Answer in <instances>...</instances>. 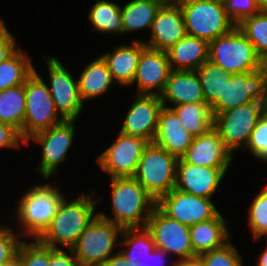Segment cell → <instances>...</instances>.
I'll return each mask as SVG.
<instances>
[{
	"label": "cell",
	"mask_w": 267,
	"mask_h": 266,
	"mask_svg": "<svg viewBox=\"0 0 267 266\" xmlns=\"http://www.w3.org/2000/svg\"><path fill=\"white\" fill-rule=\"evenodd\" d=\"M167 255L166 252H164L163 250L157 249L155 248L149 255V262H148V266H163L164 264V259L163 257H165ZM158 259V260H157ZM153 260V261H152ZM156 262H155V261ZM159 261V262H158ZM154 262V263H153Z\"/></svg>",
	"instance_id": "obj_45"
},
{
	"label": "cell",
	"mask_w": 267,
	"mask_h": 266,
	"mask_svg": "<svg viewBox=\"0 0 267 266\" xmlns=\"http://www.w3.org/2000/svg\"><path fill=\"white\" fill-rule=\"evenodd\" d=\"M186 35L183 13L179 3H163L151 26L149 48L167 51Z\"/></svg>",
	"instance_id": "obj_19"
},
{
	"label": "cell",
	"mask_w": 267,
	"mask_h": 266,
	"mask_svg": "<svg viewBox=\"0 0 267 266\" xmlns=\"http://www.w3.org/2000/svg\"><path fill=\"white\" fill-rule=\"evenodd\" d=\"M26 112L22 127V139L25 142L36 132L49 129L62 122L58 118L54 100L48 85L35 71L25 81Z\"/></svg>",
	"instance_id": "obj_8"
},
{
	"label": "cell",
	"mask_w": 267,
	"mask_h": 266,
	"mask_svg": "<svg viewBox=\"0 0 267 266\" xmlns=\"http://www.w3.org/2000/svg\"><path fill=\"white\" fill-rule=\"evenodd\" d=\"M101 266H135V265L132 263V261L127 260L126 257L119 251L115 255L110 256Z\"/></svg>",
	"instance_id": "obj_44"
},
{
	"label": "cell",
	"mask_w": 267,
	"mask_h": 266,
	"mask_svg": "<svg viewBox=\"0 0 267 266\" xmlns=\"http://www.w3.org/2000/svg\"><path fill=\"white\" fill-rule=\"evenodd\" d=\"M118 135L117 140L97 157V162L111 178L133 177L141 155L149 142L121 132Z\"/></svg>",
	"instance_id": "obj_13"
},
{
	"label": "cell",
	"mask_w": 267,
	"mask_h": 266,
	"mask_svg": "<svg viewBox=\"0 0 267 266\" xmlns=\"http://www.w3.org/2000/svg\"><path fill=\"white\" fill-rule=\"evenodd\" d=\"M1 266H20L19 259L16 257L13 260H11L10 262L3 264Z\"/></svg>",
	"instance_id": "obj_49"
},
{
	"label": "cell",
	"mask_w": 267,
	"mask_h": 266,
	"mask_svg": "<svg viewBox=\"0 0 267 266\" xmlns=\"http://www.w3.org/2000/svg\"><path fill=\"white\" fill-rule=\"evenodd\" d=\"M172 266H203V265L201 261L199 260V257L196 256V257L189 258V259L175 260Z\"/></svg>",
	"instance_id": "obj_46"
},
{
	"label": "cell",
	"mask_w": 267,
	"mask_h": 266,
	"mask_svg": "<svg viewBox=\"0 0 267 266\" xmlns=\"http://www.w3.org/2000/svg\"><path fill=\"white\" fill-rule=\"evenodd\" d=\"M248 217L253 237L259 240L267 232V185L255 196Z\"/></svg>",
	"instance_id": "obj_35"
},
{
	"label": "cell",
	"mask_w": 267,
	"mask_h": 266,
	"mask_svg": "<svg viewBox=\"0 0 267 266\" xmlns=\"http://www.w3.org/2000/svg\"><path fill=\"white\" fill-rule=\"evenodd\" d=\"M163 104L159 95L137 94L130 106L120 132L129 136H136L154 141L158 120Z\"/></svg>",
	"instance_id": "obj_16"
},
{
	"label": "cell",
	"mask_w": 267,
	"mask_h": 266,
	"mask_svg": "<svg viewBox=\"0 0 267 266\" xmlns=\"http://www.w3.org/2000/svg\"><path fill=\"white\" fill-rule=\"evenodd\" d=\"M123 228L97 215L77 240L72 251L83 266H101L113 255ZM119 233V234H118Z\"/></svg>",
	"instance_id": "obj_9"
},
{
	"label": "cell",
	"mask_w": 267,
	"mask_h": 266,
	"mask_svg": "<svg viewBox=\"0 0 267 266\" xmlns=\"http://www.w3.org/2000/svg\"><path fill=\"white\" fill-rule=\"evenodd\" d=\"M77 81L83 102L105 94L112 84H117L114 82L109 68L101 56L84 68Z\"/></svg>",
	"instance_id": "obj_26"
},
{
	"label": "cell",
	"mask_w": 267,
	"mask_h": 266,
	"mask_svg": "<svg viewBox=\"0 0 267 266\" xmlns=\"http://www.w3.org/2000/svg\"><path fill=\"white\" fill-rule=\"evenodd\" d=\"M14 36L0 19V63L9 58L19 47H16Z\"/></svg>",
	"instance_id": "obj_41"
},
{
	"label": "cell",
	"mask_w": 267,
	"mask_h": 266,
	"mask_svg": "<svg viewBox=\"0 0 267 266\" xmlns=\"http://www.w3.org/2000/svg\"><path fill=\"white\" fill-rule=\"evenodd\" d=\"M193 138L194 136L188 132L176 112L169 106H163L153 142L179 159L186 154Z\"/></svg>",
	"instance_id": "obj_21"
},
{
	"label": "cell",
	"mask_w": 267,
	"mask_h": 266,
	"mask_svg": "<svg viewBox=\"0 0 267 266\" xmlns=\"http://www.w3.org/2000/svg\"><path fill=\"white\" fill-rule=\"evenodd\" d=\"M198 257L203 266H243L242 258L231 242Z\"/></svg>",
	"instance_id": "obj_37"
},
{
	"label": "cell",
	"mask_w": 267,
	"mask_h": 266,
	"mask_svg": "<svg viewBox=\"0 0 267 266\" xmlns=\"http://www.w3.org/2000/svg\"><path fill=\"white\" fill-rule=\"evenodd\" d=\"M68 254L59 249H53L50 247V265L49 266H83L75 257L72 249H69Z\"/></svg>",
	"instance_id": "obj_43"
},
{
	"label": "cell",
	"mask_w": 267,
	"mask_h": 266,
	"mask_svg": "<svg viewBox=\"0 0 267 266\" xmlns=\"http://www.w3.org/2000/svg\"><path fill=\"white\" fill-rule=\"evenodd\" d=\"M145 47L146 44L141 40H133L131 45L122 44L113 52H107L101 56L115 83L118 82L121 86L133 85L139 57Z\"/></svg>",
	"instance_id": "obj_23"
},
{
	"label": "cell",
	"mask_w": 267,
	"mask_h": 266,
	"mask_svg": "<svg viewBox=\"0 0 267 266\" xmlns=\"http://www.w3.org/2000/svg\"><path fill=\"white\" fill-rule=\"evenodd\" d=\"M208 60L227 73H248L264 68L254 45L236 26L209 42Z\"/></svg>",
	"instance_id": "obj_5"
},
{
	"label": "cell",
	"mask_w": 267,
	"mask_h": 266,
	"mask_svg": "<svg viewBox=\"0 0 267 266\" xmlns=\"http://www.w3.org/2000/svg\"><path fill=\"white\" fill-rule=\"evenodd\" d=\"M171 70L166 51L146 46L139 57L133 85L137 84L138 94L160 95Z\"/></svg>",
	"instance_id": "obj_17"
},
{
	"label": "cell",
	"mask_w": 267,
	"mask_h": 266,
	"mask_svg": "<svg viewBox=\"0 0 267 266\" xmlns=\"http://www.w3.org/2000/svg\"><path fill=\"white\" fill-rule=\"evenodd\" d=\"M246 148L256 158L267 162V111L256 123Z\"/></svg>",
	"instance_id": "obj_38"
},
{
	"label": "cell",
	"mask_w": 267,
	"mask_h": 266,
	"mask_svg": "<svg viewBox=\"0 0 267 266\" xmlns=\"http://www.w3.org/2000/svg\"><path fill=\"white\" fill-rule=\"evenodd\" d=\"M228 168H210L185 162H177L175 188L199 197L211 199Z\"/></svg>",
	"instance_id": "obj_18"
},
{
	"label": "cell",
	"mask_w": 267,
	"mask_h": 266,
	"mask_svg": "<svg viewBox=\"0 0 267 266\" xmlns=\"http://www.w3.org/2000/svg\"><path fill=\"white\" fill-rule=\"evenodd\" d=\"M88 18L98 32L123 33L121 7L113 2L97 0Z\"/></svg>",
	"instance_id": "obj_32"
},
{
	"label": "cell",
	"mask_w": 267,
	"mask_h": 266,
	"mask_svg": "<svg viewBox=\"0 0 267 266\" xmlns=\"http://www.w3.org/2000/svg\"><path fill=\"white\" fill-rule=\"evenodd\" d=\"M208 50L207 41L186 34L166 53L172 70L196 71L208 61Z\"/></svg>",
	"instance_id": "obj_24"
},
{
	"label": "cell",
	"mask_w": 267,
	"mask_h": 266,
	"mask_svg": "<svg viewBox=\"0 0 267 266\" xmlns=\"http://www.w3.org/2000/svg\"><path fill=\"white\" fill-rule=\"evenodd\" d=\"M196 71L201 82L205 103L212 106L220 96H223L224 80H229L232 73H227L209 60Z\"/></svg>",
	"instance_id": "obj_33"
},
{
	"label": "cell",
	"mask_w": 267,
	"mask_h": 266,
	"mask_svg": "<svg viewBox=\"0 0 267 266\" xmlns=\"http://www.w3.org/2000/svg\"><path fill=\"white\" fill-rule=\"evenodd\" d=\"M224 217L219 213L215 218L189 227L191 244L196 256L223 247L230 241L231 234Z\"/></svg>",
	"instance_id": "obj_25"
},
{
	"label": "cell",
	"mask_w": 267,
	"mask_h": 266,
	"mask_svg": "<svg viewBox=\"0 0 267 266\" xmlns=\"http://www.w3.org/2000/svg\"><path fill=\"white\" fill-rule=\"evenodd\" d=\"M24 143L19 132L12 126L0 122V148H19Z\"/></svg>",
	"instance_id": "obj_42"
},
{
	"label": "cell",
	"mask_w": 267,
	"mask_h": 266,
	"mask_svg": "<svg viewBox=\"0 0 267 266\" xmlns=\"http://www.w3.org/2000/svg\"><path fill=\"white\" fill-rule=\"evenodd\" d=\"M25 112V84L0 91V122L16 129L21 138Z\"/></svg>",
	"instance_id": "obj_29"
},
{
	"label": "cell",
	"mask_w": 267,
	"mask_h": 266,
	"mask_svg": "<svg viewBox=\"0 0 267 266\" xmlns=\"http://www.w3.org/2000/svg\"><path fill=\"white\" fill-rule=\"evenodd\" d=\"M56 187V188H55ZM51 184L35 185L22 195L16 210L19 224L26 230L22 236L38 239L50 226L64 195L59 186Z\"/></svg>",
	"instance_id": "obj_3"
},
{
	"label": "cell",
	"mask_w": 267,
	"mask_h": 266,
	"mask_svg": "<svg viewBox=\"0 0 267 266\" xmlns=\"http://www.w3.org/2000/svg\"><path fill=\"white\" fill-rule=\"evenodd\" d=\"M266 111L265 102L255 101L220 112L214 116V129L233 154L238 148H246L256 123Z\"/></svg>",
	"instance_id": "obj_7"
},
{
	"label": "cell",
	"mask_w": 267,
	"mask_h": 266,
	"mask_svg": "<svg viewBox=\"0 0 267 266\" xmlns=\"http://www.w3.org/2000/svg\"><path fill=\"white\" fill-rule=\"evenodd\" d=\"M20 266H49L50 247L44 246L37 239L34 242H22L17 256Z\"/></svg>",
	"instance_id": "obj_36"
},
{
	"label": "cell",
	"mask_w": 267,
	"mask_h": 266,
	"mask_svg": "<svg viewBox=\"0 0 267 266\" xmlns=\"http://www.w3.org/2000/svg\"><path fill=\"white\" fill-rule=\"evenodd\" d=\"M267 72L265 67L255 72L231 74L224 80L223 96L211 106L213 115L255 101L266 102Z\"/></svg>",
	"instance_id": "obj_10"
},
{
	"label": "cell",
	"mask_w": 267,
	"mask_h": 266,
	"mask_svg": "<svg viewBox=\"0 0 267 266\" xmlns=\"http://www.w3.org/2000/svg\"><path fill=\"white\" fill-rule=\"evenodd\" d=\"M35 67L18 48L9 58L0 63V91L25 84Z\"/></svg>",
	"instance_id": "obj_31"
},
{
	"label": "cell",
	"mask_w": 267,
	"mask_h": 266,
	"mask_svg": "<svg viewBox=\"0 0 267 266\" xmlns=\"http://www.w3.org/2000/svg\"><path fill=\"white\" fill-rule=\"evenodd\" d=\"M265 70H266V72H267V65H265ZM266 106H267V98H266Z\"/></svg>",
	"instance_id": "obj_51"
},
{
	"label": "cell",
	"mask_w": 267,
	"mask_h": 266,
	"mask_svg": "<svg viewBox=\"0 0 267 266\" xmlns=\"http://www.w3.org/2000/svg\"><path fill=\"white\" fill-rule=\"evenodd\" d=\"M93 196V194H82L69 203L64 197L50 226L37 240L53 249H59L57 243L68 250L72 249L81 234L98 215L95 212L98 200L96 202Z\"/></svg>",
	"instance_id": "obj_1"
},
{
	"label": "cell",
	"mask_w": 267,
	"mask_h": 266,
	"mask_svg": "<svg viewBox=\"0 0 267 266\" xmlns=\"http://www.w3.org/2000/svg\"><path fill=\"white\" fill-rule=\"evenodd\" d=\"M163 2L161 0H131L121 8L123 33L150 28L157 11Z\"/></svg>",
	"instance_id": "obj_28"
},
{
	"label": "cell",
	"mask_w": 267,
	"mask_h": 266,
	"mask_svg": "<svg viewBox=\"0 0 267 266\" xmlns=\"http://www.w3.org/2000/svg\"><path fill=\"white\" fill-rule=\"evenodd\" d=\"M163 3H178L179 0H161Z\"/></svg>",
	"instance_id": "obj_50"
},
{
	"label": "cell",
	"mask_w": 267,
	"mask_h": 266,
	"mask_svg": "<svg viewBox=\"0 0 267 266\" xmlns=\"http://www.w3.org/2000/svg\"><path fill=\"white\" fill-rule=\"evenodd\" d=\"M111 192L114 218L100 212L98 215L122 228L145 227L157 201L144 187L134 177H114Z\"/></svg>",
	"instance_id": "obj_2"
},
{
	"label": "cell",
	"mask_w": 267,
	"mask_h": 266,
	"mask_svg": "<svg viewBox=\"0 0 267 266\" xmlns=\"http://www.w3.org/2000/svg\"><path fill=\"white\" fill-rule=\"evenodd\" d=\"M159 96L164 107L167 101L174 106L205 102L197 71L171 70Z\"/></svg>",
	"instance_id": "obj_22"
},
{
	"label": "cell",
	"mask_w": 267,
	"mask_h": 266,
	"mask_svg": "<svg viewBox=\"0 0 267 266\" xmlns=\"http://www.w3.org/2000/svg\"><path fill=\"white\" fill-rule=\"evenodd\" d=\"M237 27L254 45L264 66L267 65V10L244 19Z\"/></svg>",
	"instance_id": "obj_34"
},
{
	"label": "cell",
	"mask_w": 267,
	"mask_h": 266,
	"mask_svg": "<svg viewBox=\"0 0 267 266\" xmlns=\"http://www.w3.org/2000/svg\"><path fill=\"white\" fill-rule=\"evenodd\" d=\"M140 228H123L119 246L124 244L127 250L120 251L127 260L132 261L136 266H148L149 255L156 248L151 233L146 227L142 231Z\"/></svg>",
	"instance_id": "obj_27"
},
{
	"label": "cell",
	"mask_w": 267,
	"mask_h": 266,
	"mask_svg": "<svg viewBox=\"0 0 267 266\" xmlns=\"http://www.w3.org/2000/svg\"><path fill=\"white\" fill-rule=\"evenodd\" d=\"M75 121L63 120L49 129L36 132L24 142L27 144L32 139L42 145V158L38 171L44 178H49L51 174L57 172L56 168L66 159L74 140Z\"/></svg>",
	"instance_id": "obj_12"
},
{
	"label": "cell",
	"mask_w": 267,
	"mask_h": 266,
	"mask_svg": "<svg viewBox=\"0 0 267 266\" xmlns=\"http://www.w3.org/2000/svg\"><path fill=\"white\" fill-rule=\"evenodd\" d=\"M21 235L14 233L8 227L0 225V266L16 258L23 240Z\"/></svg>",
	"instance_id": "obj_40"
},
{
	"label": "cell",
	"mask_w": 267,
	"mask_h": 266,
	"mask_svg": "<svg viewBox=\"0 0 267 266\" xmlns=\"http://www.w3.org/2000/svg\"><path fill=\"white\" fill-rule=\"evenodd\" d=\"M183 125L194 137L206 134L214 128V115L210 105L205 102L171 106Z\"/></svg>",
	"instance_id": "obj_30"
},
{
	"label": "cell",
	"mask_w": 267,
	"mask_h": 266,
	"mask_svg": "<svg viewBox=\"0 0 267 266\" xmlns=\"http://www.w3.org/2000/svg\"><path fill=\"white\" fill-rule=\"evenodd\" d=\"M256 2L261 10H267V0H256Z\"/></svg>",
	"instance_id": "obj_48"
},
{
	"label": "cell",
	"mask_w": 267,
	"mask_h": 266,
	"mask_svg": "<svg viewBox=\"0 0 267 266\" xmlns=\"http://www.w3.org/2000/svg\"><path fill=\"white\" fill-rule=\"evenodd\" d=\"M178 3L188 35L209 43L236 27L225 12L223 0H179Z\"/></svg>",
	"instance_id": "obj_4"
},
{
	"label": "cell",
	"mask_w": 267,
	"mask_h": 266,
	"mask_svg": "<svg viewBox=\"0 0 267 266\" xmlns=\"http://www.w3.org/2000/svg\"><path fill=\"white\" fill-rule=\"evenodd\" d=\"M232 158V153L214 128L206 134L195 136L182 157L187 163L210 168H229Z\"/></svg>",
	"instance_id": "obj_20"
},
{
	"label": "cell",
	"mask_w": 267,
	"mask_h": 266,
	"mask_svg": "<svg viewBox=\"0 0 267 266\" xmlns=\"http://www.w3.org/2000/svg\"><path fill=\"white\" fill-rule=\"evenodd\" d=\"M177 162V157L151 142L145 147L133 177L158 201L175 188Z\"/></svg>",
	"instance_id": "obj_6"
},
{
	"label": "cell",
	"mask_w": 267,
	"mask_h": 266,
	"mask_svg": "<svg viewBox=\"0 0 267 266\" xmlns=\"http://www.w3.org/2000/svg\"><path fill=\"white\" fill-rule=\"evenodd\" d=\"M257 266H267V246L266 249L260 254Z\"/></svg>",
	"instance_id": "obj_47"
},
{
	"label": "cell",
	"mask_w": 267,
	"mask_h": 266,
	"mask_svg": "<svg viewBox=\"0 0 267 266\" xmlns=\"http://www.w3.org/2000/svg\"><path fill=\"white\" fill-rule=\"evenodd\" d=\"M48 63L50 84L48 86L51 97L54 100L56 111L64 120H76L83 110L78 81H75L71 73L55 57L49 59Z\"/></svg>",
	"instance_id": "obj_15"
},
{
	"label": "cell",
	"mask_w": 267,
	"mask_h": 266,
	"mask_svg": "<svg viewBox=\"0 0 267 266\" xmlns=\"http://www.w3.org/2000/svg\"><path fill=\"white\" fill-rule=\"evenodd\" d=\"M223 3L226 14L236 26L261 11L256 0H223Z\"/></svg>",
	"instance_id": "obj_39"
},
{
	"label": "cell",
	"mask_w": 267,
	"mask_h": 266,
	"mask_svg": "<svg viewBox=\"0 0 267 266\" xmlns=\"http://www.w3.org/2000/svg\"><path fill=\"white\" fill-rule=\"evenodd\" d=\"M145 227L151 233L157 249L179 256L177 260L196 257L191 244L189 226L169 218L157 206Z\"/></svg>",
	"instance_id": "obj_11"
},
{
	"label": "cell",
	"mask_w": 267,
	"mask_h": 266,
	"mask_svg": "<svg viewBox=\"0 0 267 266\" xmlns=\"http://www.w3.org/2000/svg\"><path fill=\"white\" fill-rule=\"evenodd\" d=\"M156 206L169 218L189 227L219 214L211 199L191 195L176 188L162 196Z\"/></svg>",
	"instance_id": "obj_14"
}]
</instances>
